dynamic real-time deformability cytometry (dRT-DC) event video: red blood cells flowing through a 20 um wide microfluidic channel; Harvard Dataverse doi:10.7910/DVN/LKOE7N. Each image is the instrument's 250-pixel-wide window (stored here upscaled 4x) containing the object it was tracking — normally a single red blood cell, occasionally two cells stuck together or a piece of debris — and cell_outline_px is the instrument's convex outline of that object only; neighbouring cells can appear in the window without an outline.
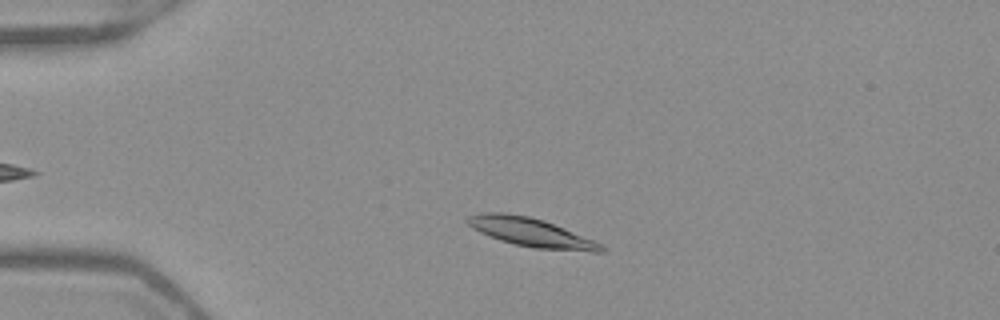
{"species": "Egyptian fruit bat (a non-hibernating species)", "species_latin": "Rousettus aegyptiacus", "temperature_condition": "warm", "stored_images_in_passage": 47, "camera_frame_rate_fps": 3000, "um_per_image_px": 0.085, "frame": {"image": 1, "passage_image": 7, "time_ms": 2.0, "image_size_px": [1000, 320], "cell_outline_px": [[608, 248], [604, 252], [592, 252], [536, 248], [516, 244], [500, 240], [488, 236], [472, 228], [464, 220], [468, 216], [480, 212], [504, 212], [528, 216], [544, 220], [604, 244]], "centroid_in_image_um": [45.16, 19.75], "position_along_channel_um": 39.8, "area_um2": 22.54}}
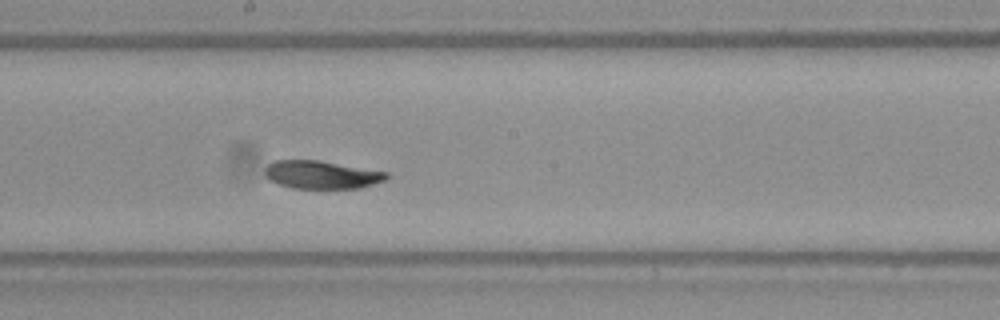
{"frame": {"image": 2, "passage_image": 24, "time_ms": 7.667, "image_size_px": [1000, 320], "cell_outline_px": [[388, 180], [360, 188], [292, 188], [280, 184], [272, 180], [264, 172], [264, 168], [272, 160], [320, 160], [388, 172]], "centroid_in_image_um": [27.37, 14.84], "position_along_channel_um": 220.8, "area_um2": 19.88}}
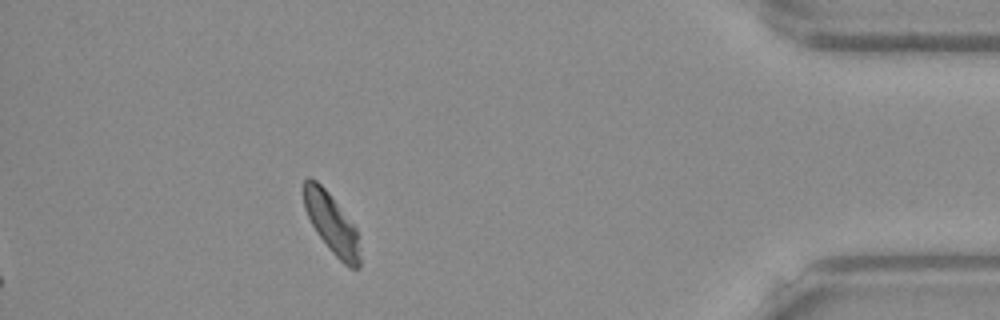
{"frame": {"image": 3, "passage_image": 42, "time_ms": 13.667, "image_size_px": [1000, 320], "cell_outline_px": [[360, 268], [348, 268], [328, 248], [316, 232], [304, 208], [304, 180], [308, 176], [316, 180], [328, 192], [356, 228], [360, 260]], "centroid_in_image_um": [28.17, 19.0], "position_along_channel_um": 407.0, "area_um2": 19.31}, "authors_computed_cell_mechanics": {"area_um2": 20.808, "velocity_mm_per_s": 3.8762, "shape_relaxation_time_tau1_ms": 3.5395, "shape_relaxation_time_tau2_ms": null, "deformation_change_tau1": 0.1181, "deformation_change_tau2": null}}